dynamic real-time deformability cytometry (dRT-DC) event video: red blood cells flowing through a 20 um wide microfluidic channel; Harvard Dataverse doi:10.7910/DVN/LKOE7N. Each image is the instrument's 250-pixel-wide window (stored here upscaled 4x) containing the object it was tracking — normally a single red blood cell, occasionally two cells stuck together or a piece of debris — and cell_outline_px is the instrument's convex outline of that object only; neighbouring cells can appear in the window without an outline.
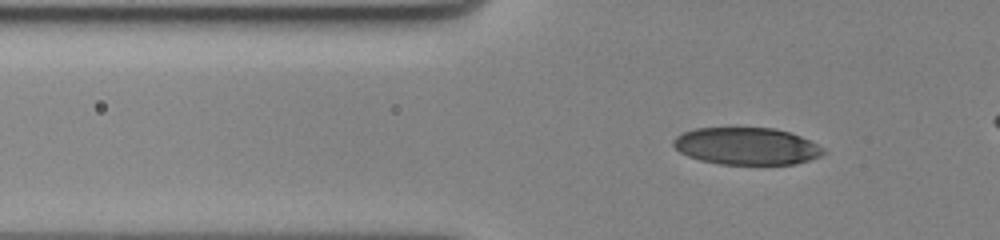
{"species": "human", "species_latin": "Homo sapiens", "temperature_condition": "cold", "stored_images_in_passage": 24, "camera_frame_rate_fps": 3000, "um_per_image_px": 0.085, "donor": {"sex": "female"}, "frame": {"image": 1, "passage_image": 7, "time_ms": 2.0, "image_size_px": [1000, 240], "cell_outline_px": [[824, 152], [820, 156], [796, 164], [720, 164], [700, 160], [688, 156], [680, 152], [672, 144], [672, 140], [676, 136], [684, 132], [696, 128], [776, 128], [800, 136], [824, 148]], "centroid_in_image_um": [63.43, 12.42], "position_along_channel_um": 62.4, "area_um2": 32.31}}
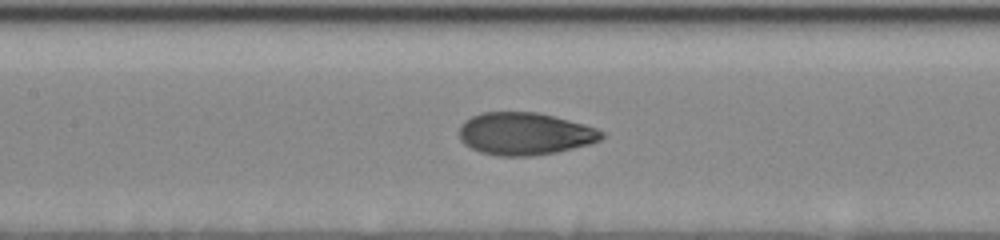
{"frame": {"image": 2, "passage_image": 17, "time_ms": 5.333, "image_size_px": [1000, 240], "cell_outline_px": [[604, 136], [600, 140], [592, 144], [556, 152], [532, 156], [496, 156], [480, 152], [464, 144], [460, 140], [460, 124], [464, 120], [472, 116], [484, 112], [536, 112], [584, 124], [596, 128], [604, 132]], "centroid_in_image_um": [44.6, 11.38], "position_along_channel_um": 162.8, "area_um2": 35.32}}
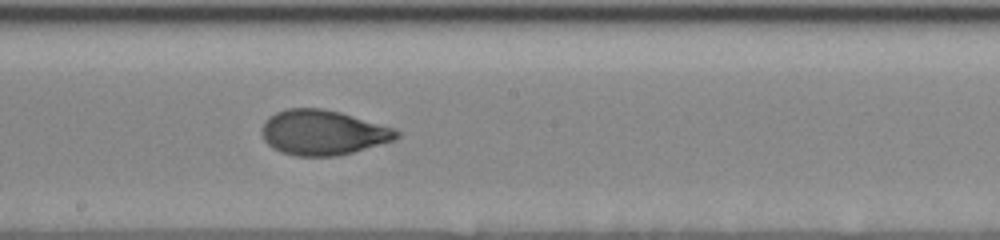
{"frame": {"image": 3, "passage_image": 22, "time_ms": 7.0, "image_size_px": [1000, 240], "cell_outline_px": [[400, 136], [392, 140], [352, 152], [336, 156], [296, 156], [280, 152], [272, 148], [264, 140], [260, 132], [260, 128], [264, 120], [268, 116], [276, 112], [288, 108], [320, 108], [340, 112], [396, 128], [400, 132]], "centroid_in_image_um": [27.39, 11.26], "position_along_channel_um": 220.8, "area_um2": 35.49}}